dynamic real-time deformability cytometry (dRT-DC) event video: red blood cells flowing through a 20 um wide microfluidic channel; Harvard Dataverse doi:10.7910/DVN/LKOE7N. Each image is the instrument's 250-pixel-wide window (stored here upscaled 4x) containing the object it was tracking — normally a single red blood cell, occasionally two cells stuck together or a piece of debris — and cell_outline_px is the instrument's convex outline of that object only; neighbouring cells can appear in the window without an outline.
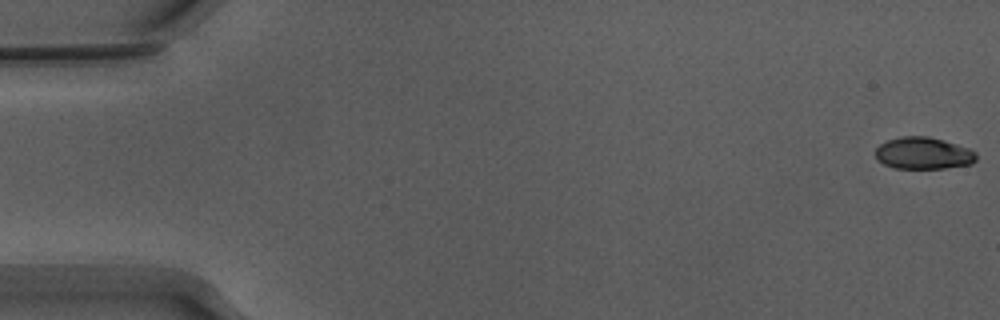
{"species": "Egyptian fruit bat (a non-hibernating species)", "species_latin": "Rousettus aegyptiacus", "temperature_condition": "warm", "stored_images_in_passage": 54, "camera_frame_rate_fps": 3000, "um_per_image_px": 0.085, "animal": {"sex": "male"}, "frame": {"image": 1, "passage_image": 1, "time_ms": 0.0, "image_size_px": [1000, 320], "cell_outline_px": [[976, 160], [972, 164], [944, 168], [896, 168], [884, 164], [876, 156], [876, 148], [880, 144], [888, 140], [900, 136], [928, 136], [944, 140], [968, 148], [976, 152]], "centroid_in_image_um": [78.5, 13.02], "position_along_channel_um": 6.5, "area_um2": 18.67}}
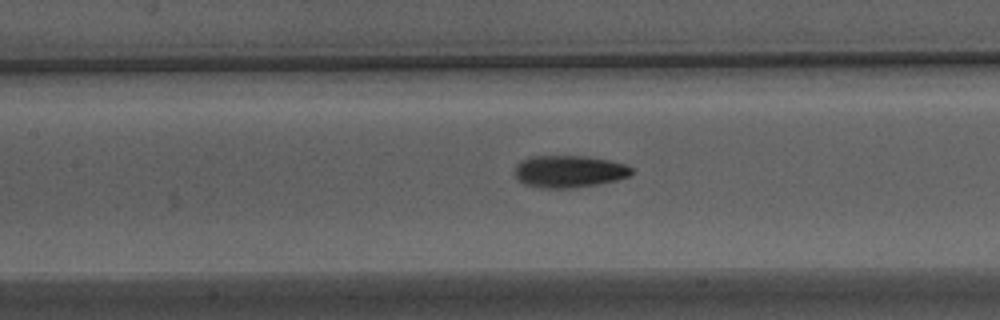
{"frame": {"image": 2, "passage_image": 25, "time_ms": 8.0, "image_size_px": [1000, 320], "cell_outline_px": [[632, 172], [628, 176], [616, 180], [576, 188], [540, 188], [524, 184], [516, 176], [516, 164], [520, 160], [528, 156], [584, 156], [608, 160], [628, 164], [632, 168]], "centroid_in_image_um": [48.36, 14.57], "position_along_channel_um": 159.0, "area_um2": 21.91}}
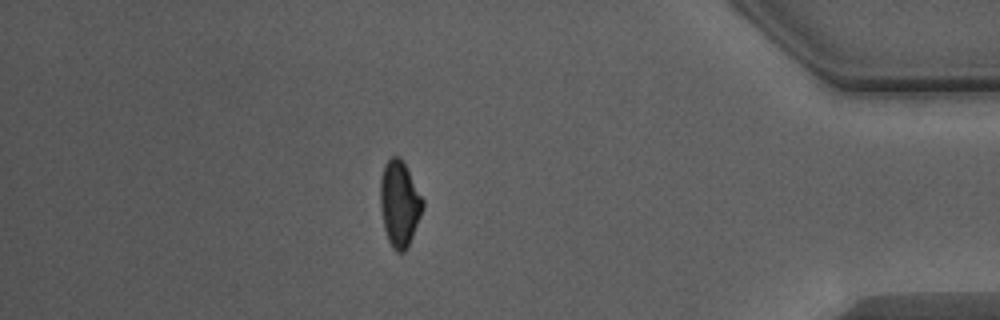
{"frame": {"image": 3, "passage_image": 47, "time_ms": 15.333, "image_size_px": [1000, 320], "cell_outline_px": [[424, 208], [412, 236], [404, 252], [396, 252], [392, 248], [388, 240], [384, 228], [380, 208], [380, 180], [384, 164], [392, 156], [400, 156], [424, 200]], "centroid_in_image_um": [33.94, 17.3], "position_along_channel_um": 401.3, "area_um2": 21.15}, "authors_computed_cell_mechanics": {"area_um2": 20.8947, "velocity_mm_per_s": 3.8854, "shape_relaxation_time_tau1_ms": 3.9939, "shape_relaxation_time_tau2_ms": 0.9051, "deformation_change_tau1": 0.1557, "deformation_change_tau2": 0.0636}}